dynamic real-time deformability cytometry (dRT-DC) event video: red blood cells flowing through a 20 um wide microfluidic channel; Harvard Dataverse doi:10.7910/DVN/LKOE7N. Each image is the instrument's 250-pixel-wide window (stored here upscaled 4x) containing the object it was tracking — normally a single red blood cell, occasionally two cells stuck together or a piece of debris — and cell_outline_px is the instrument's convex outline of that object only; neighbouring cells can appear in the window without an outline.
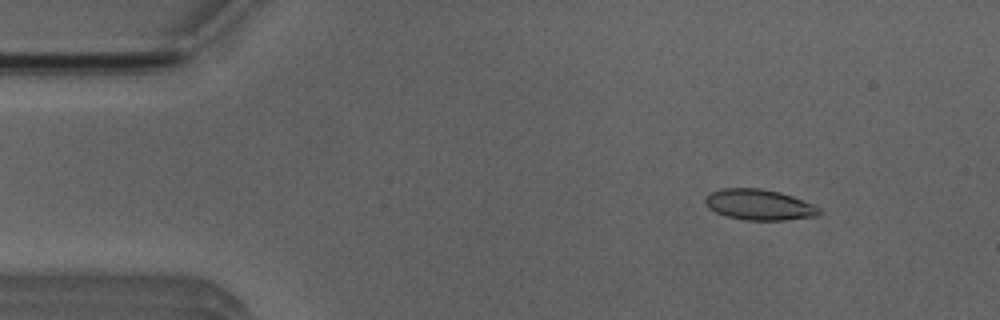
{"species": "Egyptian fruit bat (a non-hibernating species)", "species_latin": "Rousettus aegyptiacus", "temperature_condition": "room temperature", "stored_images_in_passage": 4, "camera_frame_rate_fps": 3000, "um_per_image_px": 0.085, "animal": {"sex": "male"}, "frame": {"image": 1, "passage_image": 1, "time_ms": 0.0, "image_size_px": [1000, 320], "cell_outline_px": [[820, 216], [784, 220], [744, 220], [728, 216], [716, 212], [708, 208], [704, 200], [712, 192], [724, 188], [760, 188], [780, 192], [792, 196], [812, 204], [820, 208]], "centroid_in_image_um": [64.55, 17.4], "position_along_channel_um": 20.4, "area_um2": 20.29}}